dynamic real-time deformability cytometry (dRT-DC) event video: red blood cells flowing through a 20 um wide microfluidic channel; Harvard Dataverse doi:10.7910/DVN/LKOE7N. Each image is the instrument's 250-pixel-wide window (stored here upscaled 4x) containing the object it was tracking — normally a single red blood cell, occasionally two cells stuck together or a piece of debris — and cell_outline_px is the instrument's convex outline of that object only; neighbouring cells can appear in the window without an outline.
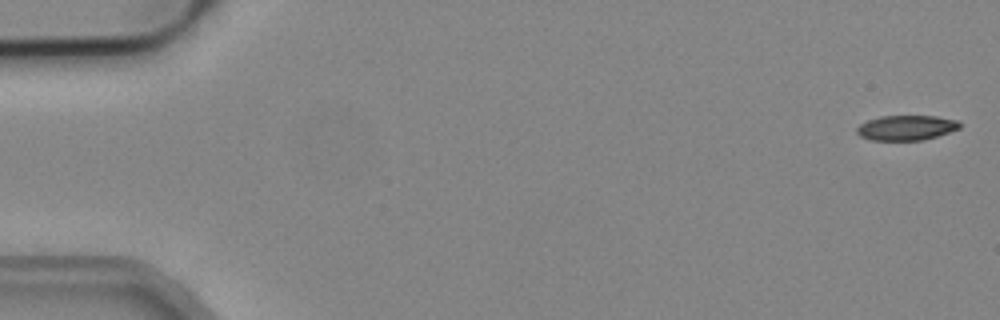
{"species": "common noctule bat (a hibernating species)", "species_latin": "Nyctalus noctula", "temperature_condition": "cold", "stored_images_in_passage": 4, "camera_frame_rate_fps": 3000, "um_per_image_px": 0.085, "animal": {"sex": "male", "body_mass_g": 19.2, "forearm_length_mm": 51.8}, "frame": {"image": 1, "passage_image": 1, "time_ms": 0.0, "image_size_px": [1000, 320], "cell_outline_px": [[960, 128], [924, 140], [872, 140], [860, 136], [856, 132], [856, 128], [860, 124], [868, 120], [880, 116], [936, 116], [960, 120]], "centroid_in_image_um": [77.04, 10.85], "position_along_channel_um": 8.0, "area_um2": 14.97}}